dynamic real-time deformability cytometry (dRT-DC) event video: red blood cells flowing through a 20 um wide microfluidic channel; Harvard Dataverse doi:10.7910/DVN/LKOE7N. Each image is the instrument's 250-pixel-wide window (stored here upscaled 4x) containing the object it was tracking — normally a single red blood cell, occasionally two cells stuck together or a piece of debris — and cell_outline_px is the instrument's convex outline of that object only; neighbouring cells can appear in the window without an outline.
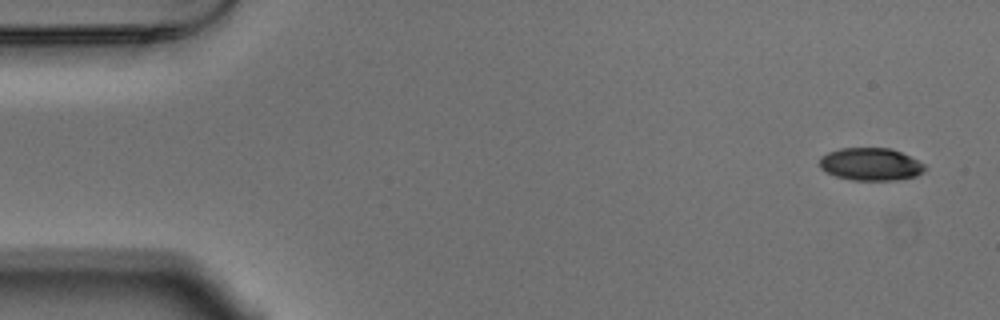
{"species": "Egyptian fruit bat (a non-hibernating species)", "species_latin": "Rousettus aegyptiacus", "temperature_condition": "warm", "stored_images_in_passage": 15, "camera_frame_rate_fps": 3000, "um_per_image_px": 0.085, "animal": {"sex": "male"}, "frame": {"image": 1, "passage_image": 1, "time_ms": 0.0, "image_size_px": [1000, 320], "cell_outline_px": [[928, 168], [924, 172], [916, 176], [896, 180], [852, 180], [836, 176], [820, 168], [820, 156], [828, 152], [840, 148], [892, 148], [924, 164]], "centroid_in_image_um": [74.01, 13.96], "position_along_channel_um": 11.0, "area_um2": 20.0}}
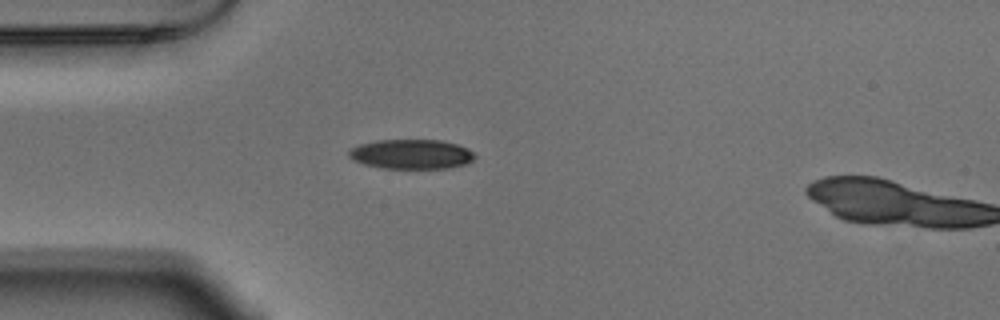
{"frame": {"image": 2, "passage_image": 13, "time_ms": 4.0, "image_size_px": [1000, 320], "cell_outline_px": [[476, 156], [472, 160], [464, 164], [448, 168], [384, 168], [364, 164], [348, 156], [348, 148], [360, 144], [376, 140], [440, 140], [456, 144], [468, 148], [476, 152]], "centroid_in_image_um": [34.97, 13.09], "position_along_channel_um": 50.0, "area_um2": 21.73}}